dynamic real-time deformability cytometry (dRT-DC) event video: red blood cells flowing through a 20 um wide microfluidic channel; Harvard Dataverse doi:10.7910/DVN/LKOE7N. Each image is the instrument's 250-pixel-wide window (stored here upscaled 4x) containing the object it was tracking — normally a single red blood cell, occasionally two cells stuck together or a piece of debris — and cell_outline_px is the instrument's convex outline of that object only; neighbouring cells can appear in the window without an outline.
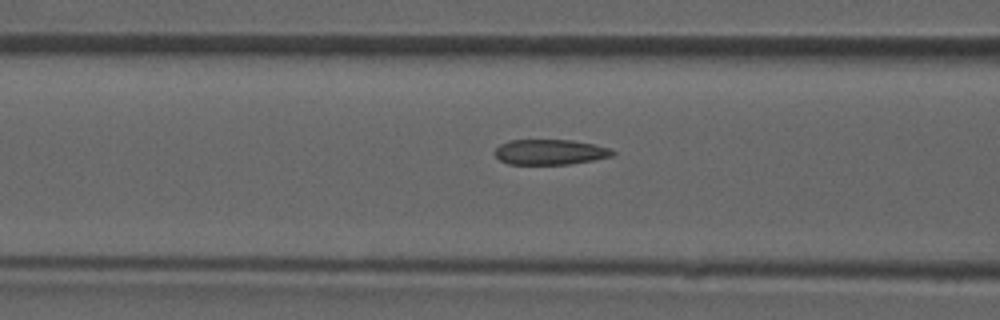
{"species": "common noctule bat (a hibernating species)", "species_latin": "Nyctalus noctula", "temperature_condition": "room temperature", "stored_images_in_passage": 43, "camera_frame_rate_fps": 3000, "um_per_image_px": 0.085, "animal": {"sex": "male", "forearm_length_mm": 52.5}, "frame": {"image": 1, "passage_image": 19, "time_ms": 6.0, "image_size_px": [1000, 320], "cell_outline_px": [[616, 152], [612, 156], [592, 160], [568, 164], [508, 164], [500, 160], [492, 152], [500, 144], [508, 140], [572, 140], [612, 148]], "centroid_in_image_um": [46.73, 12.92], "position_along_channel_um": 119.9, "area_um2": 17.4}}